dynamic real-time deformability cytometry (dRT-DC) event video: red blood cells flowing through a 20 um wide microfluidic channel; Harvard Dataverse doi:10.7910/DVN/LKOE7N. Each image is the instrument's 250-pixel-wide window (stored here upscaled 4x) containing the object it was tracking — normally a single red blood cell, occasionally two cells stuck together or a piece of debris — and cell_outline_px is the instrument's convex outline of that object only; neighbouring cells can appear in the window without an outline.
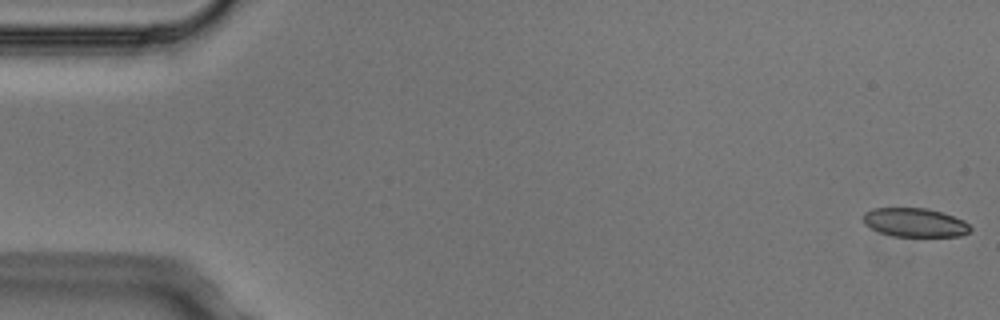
{"species": "Egyptian fruit bat (a non-hibernating species)", "species_latin": "Rousettus aegyptiacus", "temperature_condition": "cold", "stored_images_in_passage": 4, "segment_of_instrument_passage": [2, 2], "camera_frame_rate_fps": 3000, "um_per_image_px": 0.085, "animal": {"sex": "male"}, "frame": {"image": 1, "passage_image": 4, "time_ms": 1.0, "image_size_px": [1000, 320], "cell_outline_px": [[972, 228], [968, 232], [960, 236], [892, 236], [880, 232], [864, 224], [864, 212], [872, 208], [928, 208], [964, 220]], "centroid_in_image_um": [77.75, 18.91], "position_along_channel_um": 7.2, "area_um2": 17.86}}